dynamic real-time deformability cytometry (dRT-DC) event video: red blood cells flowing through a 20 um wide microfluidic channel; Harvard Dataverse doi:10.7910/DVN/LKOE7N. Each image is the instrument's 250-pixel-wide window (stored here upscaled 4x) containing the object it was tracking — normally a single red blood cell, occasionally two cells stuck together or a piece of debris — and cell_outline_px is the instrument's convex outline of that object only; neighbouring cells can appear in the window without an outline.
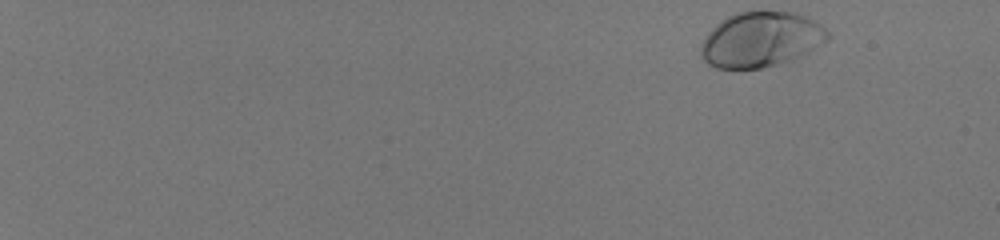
{"species": "human", "species_latin": "Homo sapiens", "temperature_condition": "room temperature", "stored_images_in_passage": 50, "camera_frame_rate_fps": 3000, "um_per_image_px": 0.085, "donor": {"sex": "male"}, "frame": {"image": 1, "passage_image": 1, "time_ms": 0.0, "image_size_px": [1000, 240], "cell_outline_px": [[832, 36], [828, 40], [808, 52], [792, 60], [760, 68], [716, 68], [708, 64], [704, 60], [700, 52], [700, 44], [708, 32], [716, 24], [728, 16], [736, 12], [792, 12], [804, 16], [812, 20], [824, 28]], "centroid_in_image_um": [64.66, 3.37], "position_along_channel_um": 20.3, "area_um2": 40.46}}
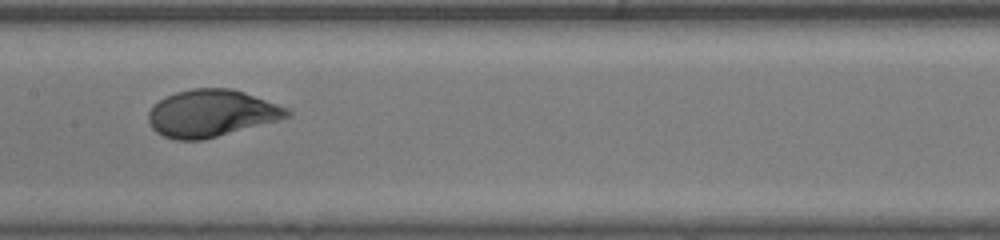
{"frame": {"image": 2, "passage_image": 29, "time_ms": 9.333, "image_size_px": [1000, 240], "cell_outline_px": [[292, 116], [204, 140], [176, 140], [164, 136], [156, 132], [152, 128], [148, 120], [148, 112], [160, 100], [176, 92], [192, 88], [232, 88], [244, 92], [288, 108], [292, 112]], "centroid_in_image_um": [17.97, 9.63], "position_along_channel_um": 189.4, "area_um2": 37.86}}
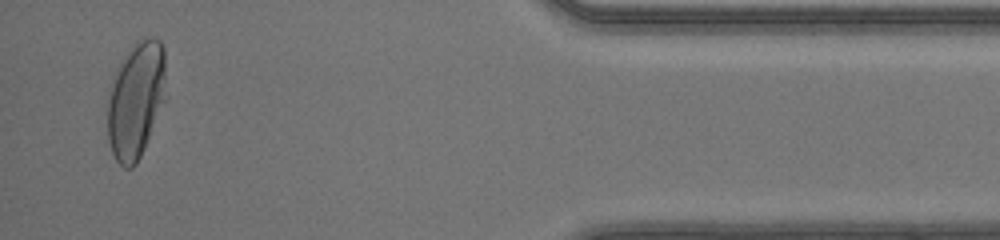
{"frame": {"image": 3, "passage_image": 49, "time_ms": 16.0, "image_size_px": [1000, 240], "cell_outline_px": [[164, 100], [144, 148], [136, 164], [132, 168], [124, 168], [116, 160], [112, 152], [108, 140], [104, 104], [104, 96], [112, 76], [120, 60], [128, 48], [136, 40], [148, 36], [156, 36], [160, 40], [164, 48]], "centroid_in_image_um": [11.46, 8.44], "position_along_channel_um": 423.7, "area_um2": 40.86}, "authors_computed_cell_mechanics": {"area_um2": 37.9457, "velocity_mm_per_s": 4.1107, "shape_relaxation_time_tau1_ms": 2.7762, "shape_relaxation_time_tau2_ms": null, "deformation_change_tau1": 0.1789, "deformation_change_tau2": null}}